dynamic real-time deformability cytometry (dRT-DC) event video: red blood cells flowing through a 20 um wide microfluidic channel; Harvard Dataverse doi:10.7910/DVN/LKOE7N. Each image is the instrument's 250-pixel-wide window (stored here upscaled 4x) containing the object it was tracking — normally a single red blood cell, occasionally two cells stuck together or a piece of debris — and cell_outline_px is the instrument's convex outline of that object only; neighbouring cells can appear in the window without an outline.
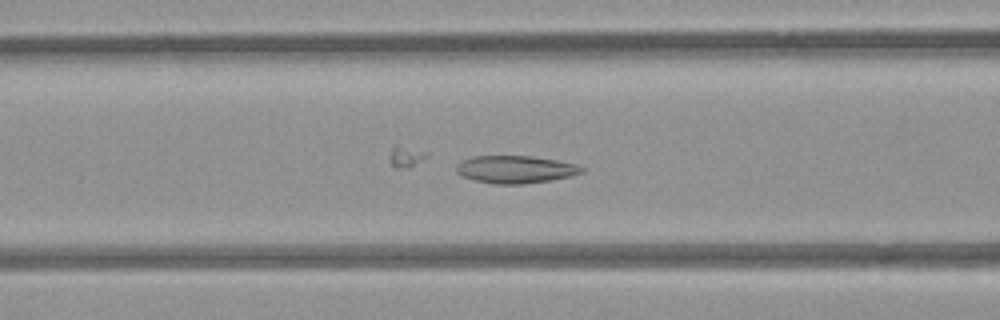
{"species": "common noctule bat (a hibernating species)", "species_latin": "Nyctalus noctula", "temperature_condition": "room temperature", "stored_images_in_passage": 50, "camera_frame_rate_fps": 3000, "um_per_image_px": 0.085, "animal": {"sex": "female", "body_mass_g": 21.9}, "frame": {"image": 1, "passage_image": 19, "time_ms": 6.0, "image_size_px": [1000, 320], "cell_outline_px": [[584, 172], [572, 176], [552, 180], [524, 184], [496, 184], [476, 180], [460, 176], [456, 172], [456, 164], [460, 160], [472, 156], [532, 156], [556, 160], [576, 164], [584, 168]], "centroid_in_image_um": [43.8, 14.4], "position_along_channel_um": 122.8, "area_um2": 20.35}}
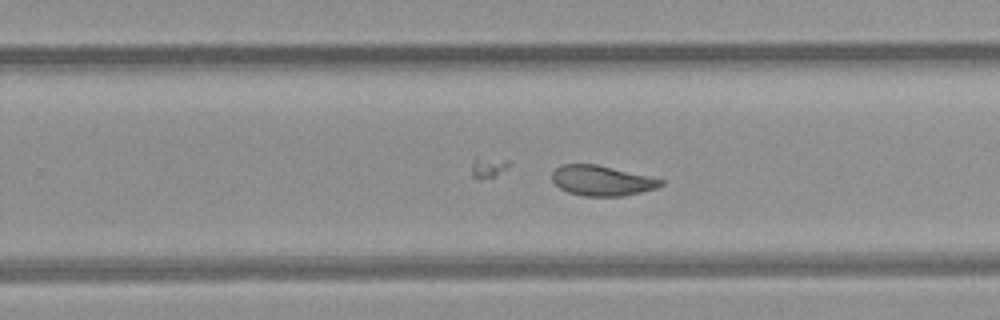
{"frame": {"image": 2, "passage_image": 31, "time_ms": 10.0, "image_size_px": [1000, 320], "cell_outline_px": [[664, 184], [656, 188], [624, 196], [584, 196], [568, 192], [560, 188], [552, 180], [552, 172], [556, 168], [564, 164], [596, 164], [648, 176], [664, 180]], "centroid_in_image_um": [51.15, 15.35], "position_along_channel_um": 278.7, "area_um2": 18.96}}
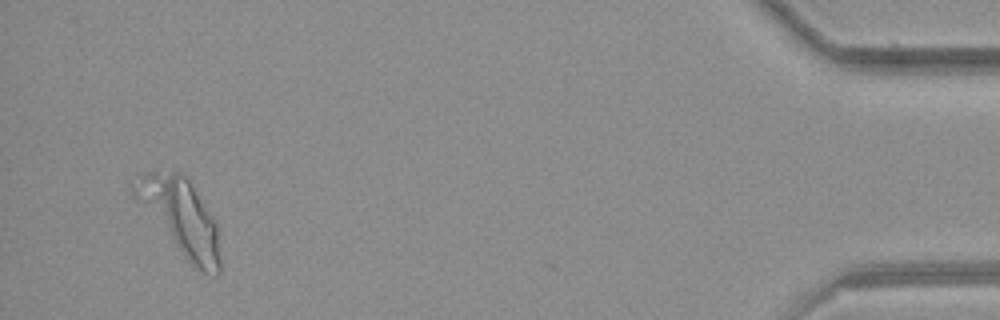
{"frame": {"image": 3, "passage_image": 48, "time_ms": 15.667, "image_size_px": [1000, 320], "cell_outline_px": [[220, 272], [216, 276], [212, 276], [192, 268], [172, 236], [140, 180], [140, 176], [148, 172], [176, 172], [184, 176], [188, 180], [212, 216], [216, 224], [220, 260]], "centroid_in_image_um": [15.77, 18.62], "position_along_channel_um": 419.4, "area_um2": 31.96}, "authors_computed_cell_mechanics": {"area_um2": 25.0852, "velocity_mm_per_s": 3.8949, "shape_relaxation_time_tau1_ms": 11.1365, "shape_relaxation_time_tau2_ms": 2.0754, "deformation_change_tau1": 0.1971, "deformation_change_tau2": 0.0665}}